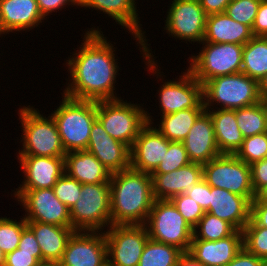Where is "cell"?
Wrapping results in <instances>:
<instances>
[{"label": "cell", "mask_w": 267, "mask_h": 266, "mask_svg": "<svg viewBox=\"0 0 267 266\" xmlns=\"http://www.w3.org/2000/svg\"><path fill=\"white\" fill-rule=\"evenodd\" d=\"M95 27L84 30L81 45L65 62L70 76L62 94L79 100L119 99L115 84L121 68L115 56L116 47L101 28Z\"/></svg>", "instance_id": "obj_1"}, {"label": "cell", "mask_w": 267, "mask_h": 266, "mask_svg": "<svg viewBox=\"0 0 267 266\" xmlns=\"http://www.w3.org/2000/svg\"><path fill=\"white\" fill-rule=\"evenodd\" d=\"M109 186L111 225H144L155 201L151 174L130 167L113 173Z\"/></svg>", "instance_id": "obj_2"}, {"label": "cell", "mask_w": 267, "mask_h": 266, "mask_svg": "<svg viewBox=\"0 0 267 266\" xmlns=\"http://www.w3.org/2000/svg\"><path fill=\"white\" fill-rule=\"evenodd\" d=\"M150 43L148 44V38L143 41V62H145V69L151 75H155L156 79L159 78L162 81L161 86L156 90L158 93V104L160 115H166L178 112L180 110H185L189 108H205L203 102V85L195 79L192 73L186 69L185 72L181 71V74L175 80H165L163 79V72H161L160 65L153 55L152 50L150 49ZM155 56V57H154ZM159 66V68H158ZM162 76V77H161ZM162 78V79H161ZM162 113V114H161Z\"/></svg>", "instance_id": "obj_3"}, {"label": "cell", "mask_w": 267, "mask_h": 266, "mask_svg": "<svg viewBox=\"0 0 267 266\" xmlns=\"http://www.w3.org/2000/svg\"><path fill=\"white\" fill-rule=\"evenodd\" d=\"M21 107V108H20ZM18 116L22 135L19 140L23 147L17 156L64 157L65 149L55 120L49 114H41L35 106H20Z\"/></svg>", "instance_id": "obj_4"}, {"label": "cell", "mask_w": 267, "mask_h": 266, "mask_svg": "<svg viewBox=\"0 0 267 266\" xmlns=\"http://www.w3.org/2000/svg\"><path fill=\"white\" fill-rule=\"evenodd\" d=\"M61 98L50 115L56 122L65 152L86 150L97 119V101L74 99L64 94Z\"/></svg>", "instance_id": "obj_5"}, {"label": "cell", "mask_w": 267, "mask_h": 266, "mask_svg": "<svg viewBox=\"0 0 267 266\" xmlns=\"http://www.w3.org/2000/svg\"><path fill=\"white\" fill-rule=\"evenodd\" d=\"M259 99V82L242 72L218 76L203 84L205 109L235 110L257 104Z\"/></svg>", "instance_id": "obj_6"}, {"label": "cell", "mask_w": 267, "mask_h": 266, "mask_svg": "<svg viewBox=\"0 0 267 266\" xmlns=\"http://www.w3.org/2000/svg\"><path fill=\"white\" fill-rule=\"evenodd\" d=\"M75 231L104 232L111 225L109 183L82 184L80 196L70 209Z\"/></svg>", "instance_id": "obj_7"}, {"label": "cell", "mask_w": 267, "mask_h": 266, "mask_svg": "<svg viewBox=\"0 0 267 266\" xmlns=\"http://www.w3.org/2000/svg\"><path fill=\"white\" fill-rule=\"evenodd\" d=\"M142 106L123 98L97 101V120L108 135L131 148L141 128L147 123V108L144 110Z\"/></svg>", "instance_id": "obj_8"}, {"label": "cell", "mask_w": 267, "mask_h": 266, "mask_svg": "<svg viewBox=\"0 0 267 266\" xmlns=\"http://www.w3.org/2000/svg\"><path fill=\"white\" fill-rule=\"evenodd\" d=\"M201 50L188 57L187 69L202 85L218 76L241 72L244 45L233 43L202 42Z\"/></svg>", "instance_id": "obj_9"}, {"label": "cell", "mask_w": 267, "mask_h": 266, "mask_svg": "<svg viewBox=\"0 0 267 266\" xmlns=\"http://www.w3.org/2000/svg\"><path fill=\"white\" fill-rule=\"evenodd\" d=\"M144 225L150 239L188 252L193 228L170 200L155 199Z\"/></svg>", "instance_id": "obj_10"}, {"label": "cell", "mask_w": 267, "mask_h": 266, "mask_svg": "<svg viewBox=\"0 0 267 266\" xmlns=\"http://www.w3.org/2000/svg\"><path fill=\"white\" fill-rule=\"evenodd\" d=\"M203 179L211 186L222 188L250 202L255 198L252 188L251 167L234 154H220L202 164Z\"/></svg>", "instance_id": "obj_11"}, {"label": "cell", "mask_w": 267, "mask_h": 266, "mask_svg": "<svg viewBox=\"0 0 267 266\" xmlns=\"http://www.w3.org/2000/svg\"><path fill=\"white\" fill-rule=\"evenodd\" d=\"M12 191L11 196L25 211L23 217L26 221L72 227L70 209L56 197L52 188Z\"/></svg>", "instance_id": "obj_12"}, {"label": "cell", "mask_w": 267, "mask_h": 266, "mask_svg": "<svg viewBox=\"0 0 267 266\" xmlns=\"http://www.w3.org/2000/svg\"><path fill=\"white\" fill-rule=\"evenodd\" d=\"M165 17L164 31L174 40L189 42L193 45L203 42L207 14L199 0H171ZM184 40V41H183Z\"/></svg>", "instance_id": "obj_13"}, {"label": "cell", "mask_w": 267, "mask_h": 266, "mask_svg": "<svg viewBox=\"0 0 267 266\" xmlns=\"http://www.w3.org/2000/svg\"><path fill=\"white\" fill-rule=\"evenodd\" d=\"M104 233L111 266L139 265L149 239L145 225H110Z\"/></svg>", "instance_id": "obj_14"}, {"label": "cell", "mask_w": 267, "mask_h": 266, "mask_svg": "<svg viewBox=\"0 0 267 266\" xmlns=\"http://www.w3.org/2000/svg\"><path fill=\"white\" fill-rule=\"evenodd\" d=\"M108 262L104 232L75 231L69 238L60 266H103Z\"/></svg>", "instance_id": "obj_15"}, {"label": "cell", "mask_w": 267, "mask_h": 266, "mask_svg": "<svg viewBox=\"0 0 267 266\" xmlns=\"http://www.w3.org/2000/svg\"><path fill=\"white\" fill-rule=\"evenodd\" d=\"M170 142L153 124L147 122L130 148V167L152 174L163 161Z\"/></svg>", "instance_id": "obj_16"}, {"label": "cell", "mask_w": 267, "mask_h": 266, "mask_svg": "<svg viewBox=\"0 0 267 266\" xmlns=\"http://www.w3.org/2000/svg\"><path fill=\"white\" fill-rule=\"evenodd\" d=\"M92 8L107 14L106 17L115 20V22L126 29L128 34L136 40V45L143 53V41L146 39V31L142 30L140 16L137 10L136 0H79V8ZM125 27V28H124Z\"/></svg>", "instance_id": "obj_17"}, {"label": "cell", "mask_w": 267, "mask_h": 266, "mask_svg": "<svg viewBox=\"0 0 267 266\" xmlns=\"http://www.w3.org/2000/svg\"><path fill=\"white\" fill-rule=\"evenodd\" d=\"M86 151L93 154L111 174L130 168V148L112 138L96 119Z\"/></svg>", "instance_id": "obj_18"}, {"label": "cell", "mask_w": 267, "mask_h": 266, "mask_svg": "<svg viewBox=\"0 0 267 266\" xmlns=\"http://www.w3.org/2000/svg\"><path fill=\"white\" fill-rule=\"evenodd\" d=\"M24 179L15 189L53 188L65 173L64 157L16 156Z\"/></svg>", "instance_id": "obj_19"}, {"label": "cell", "mask_w": 267, "mask_h": 266, "mask_svg": "<svg viewBox=\"0 0 267 266\" xmlns=\"http://www.w3.org/2000/svg\"><path fill=\"white\" fill-rule=\"evenodd\" d=\"M44 20L47 18L41 14L36 0H0V34L4 36L29 32Z\"/></svg>", "instance_id": "obj_20"}, {"label": "cell", "mask_w": 267, "mask_h": 266, "mask_svg": "<svg viewBox=\"0 0 267 266\" xmlns=\"http://www.w3.org/2000/svg\"><path fill=\"white\" fill-rule=\"evenodd\" d=\"M243 231L217 241L192 240L187 254L203 266H226L243 249Z\"/></svg>", "instance_id": "obj_21"}, {"label": "cell", "mask_w": 267, "mask_h": 266, "mask_svg": "<svg viewBox=\"0 0 267 266\" xmlns=\"http://www.w3.org/2000/svg\"><path fill=\"white\" fill-rule=\"evenodd\" d=\"M153 196L159 200H170L176 195L190 192L193 185L203 179V167L191 162L165 174H151Z\"/></svg>", "instance_id": "obj_22"}, {"label": "cell", "mask_w": 267, "mask_h": 266, "mask_svg": "<svg viewBox=\"0 0 267 266\" xmlns=\"http://www.w3.org/2000/svg\"><path fill=\"white\" fill-rule=\"evenodd\" d=\"M182 142L189 160L194 163L204 164L221 154L216 144L212 118L206 110Z\"/></svg>", "instance_id": "obj_23"}, {"label": "cell", "mask_w": 267, "mask_h": 266, "mask_svg": "<svg viewBox=\"0 0 267 266\" xmlns=\"http://www.w3.org/2000/svg\"><path fill=\"white\" fill-rule=\"evenodd\" d=\"M208 213L232 224L242 231L250 221L251 202L245 196H239L222 188L210 186Z\"/></svg>", "instance_id": "obj_24"}, {"label": "cell", "mask_w": 267, "mask_h": 266, "mask_svg": "<svg viewBox=\"0 0 267 266\" xmlns=\"http://www.w3.org/2000/svg\"><path fill=\"white\" fill-rule=\"evenodd\" d=\"M27 227L34 233L42 254V262H60L67 242L75 230L54 224L26 221Z\"/></svg>", "instance_id": "obj_25"}, {"label": "cell", "mask_w": 267, "mask_h": 266, "mask_svg": "<svg viewBox=\"0 0 267 266\" xmlns=\"http://www.w3.org/2000/svg\"><path fill=\"white\" fill-rule=\"evenodd\" d=\"M65 173L81 184L109 183L111 173L90 152L72 151L64 156Z\"/></svg>", "instance_id": "obj_26"}, {"label": "cell", "mask_w": 267, "mask_h": 266, "mask_svg": "<svg viewBox=\"0 0 267 266\" xmlns=\"http://www.w3.org/2000/svg\"><path fill=\"white\" fill-rule=\"evenodd\" d=\"M253 37L249 26L234 21L225 12L207 16L203 42L245 45Z\"/></svg>", "instance_id": "obj_27"}, {"label": "cell", "mask_w": 267, "mask_h": 266, "mask_svg": "<svg viewBox=\"0 0 267 266\" xmlns=\"http://www.w3.org/2000/svg\"><path fill=\"white\" fill-rule=\"evenodd\" d=\"M210 114L217 147L221 154H235L244 137L236 121V109H206Z\"/></svg>", "instance_id": "obj_28"}, {"label": "cell", "mask_w": 267, "mask_h": 266, "mask_svg": "<svg viewBox=\"0 0 267 266\" xmlns=\"http://www.w3.org/2000/svg\"><path fill=\"white\" fill-rule=\"evenodd\" d=\"M205 108H189L175 113L161 115L158 124L154 123L153 116L146 110V120L154 124L155 128L169 141L182 142L188 135L197 118ZM160 123V124H159ZM158 126V127H157Z\"/></svg>", "instance_id": "obj_29"}, {"label": "cell", "mask_w": 267, "mask_h": 266, "mask_svg": "<svg viewBox=\"0 0 267 266\" xmlns=\"http://www.w3.org/2000/svg\"><path fill=\"white\" fill-rule=\"evenodd\" d=\"M241 72L258 82L267 73V37L254 36L243 47Z\"/></svg>", "instance_id": "obj_30"}, {"label": "cell", "mask_w": 267, "mask_h": 266, "mask_svg": "<svg viewBox=\"0 0 267 266\" xmlns=\"http://www.w3.org/2000/svg\"><path fill=\"white\" fill-rule=\"evenodd\" d=\"M184 254L178 247L148 239L138 266H178Z\"/></svg>", "instance_id": "obj_31"}, {"label": "cell", "mask_w": 267, "mask_h": 266, "mask_svg": "<svg viewBox=\"0 0 267 266\" xmlns=\"http://www.w3.org/2000/svg\"><path fill=\"white\" fill-rule=\"evenodd\" d=\"M236 230L229 222L205 212L193 228L192 240L217 241L232 235Z\"/></svg>", "instance_id": "obj_32"}, {"label": "cell", "mask_w": 267, "mask_h": 266, "mask_svg": "<svg viewBox=\"0 0 267 266\" xmlns=\"http://www.w3.org/2000/svg\"><path fill=\"white\" fill-rule=\"evenodd\" d=\"M236 121L244 138L267 132L266 118L259 102L236 109Z\"/></svg>", "instance_id": "obj_33"}, {"label": "cell", "mask_w": 267, "mask_h": 266, "mask_svg": "<svg viewBox=\"0 0 267 266\" xmlns=\"http://www.w3.org/2000/svg\"><path fill=\"white\" fill-rule=\"evenodd\" d=\"M20 219L0 217V249L5 255L18 248L22 231L27 227L25 218Z\"/></svg>", "instance_id": "obj_34"}, {"label": "cell", "mask_w": 267, "mask_h": 266, "mask_svg": "<svg viewBox=\"0 0 267 266\" xmlns=\"http://www.w3.org/2000/svg\"><path fill=\"white\" fill-rule=\"evenodd\" d=\"M243 231V247L261 259H267V228L258 226L251 218Z\"/></svg>", "instance_id": "obj_35"}, {"label": "cell", "mask_w": 267, "mask_h": 266, "mask_svg": "<svg viewBox=\"0 0 267 266\" xmlns=\"http://www.w3.org/2000/svg\"><path fill=\"white\" fill-rule=\"evenodd\" d=\"M248 165L267 157V132L244 138L234 154Z\"/></svg>", "instance_id": "obj_36"}, {"label": "cell", "mask_w": 267, "mask_h": 266, "mask_svg": "<svg viewBox=\"0 0 267 266\" xmlns=\"http://www.w3.org/2000/svg\"><path fill=\"white\" fill-rule=\"evenodd\" d=\"M191 163L183 142L171 141L163 161L152 174H165Z\"/></svg>", "instance_id": "obj_37"}, {"label": "cell", "mask_w": 267, "mask_h": 266, "mask_svg": "<svg viewBox=\"0 0 267 266\" xmlns=\"http://www.w3.org/2000/svg\"><path fill=\"white\" fill-rule=\"evenodd\" d=\"M262 0H232L226 7L225 13L241 24L251 29Z\"/></svg>", "instance_id": "obj_38"}, {"label": "cell", "mask_w": 267, "mask_h": 266, "mask_svg": "<svg viewBox=\"0 0 267 266\" xmlns=\"http://www.w3.org/2000/svg\"><path fill=\"white\" fill-rule=\"evenodd\" d=\"M82 184L64 173L53 186L56 197L69 209L77 202Z\"/></svg>", "instance_id": "obj_39"}, {"label": "cell", "mask_w": 267, "mask_h": 266, "mask_svg": "<svg viewBox=\"0 0 267 266\" xmlns=\"http://www.w3.org/2000/svg\"><path fill=\"white\" fill-rule=\"evenodd\" d=\"M170 201L192 228L198 224L205 213L200 205L185 193L174 196Z\"/></svg>", "instance_id": "obj_40"}, {"label": "cell", "mask_w": 267, "mask_h": 266, "mask_svg": "<svg viewBox=\"0 0 267 266\" xmlns=\"http://www.w3.org/2000/svg\"><path fill=\"white\" fill-rule=\"evenodd\" d=\"M185 194L196 201L205 212L209 210L210 185L204 179L194 184L192 190Z\"/></svg>", "instance_id": "obj_41"}, {"label": "cell", "mask_w": 267, "mask_h": 266, "mask_svg": "<svg viewBox=\"0 0 267 266\" xmlns=\"http://www.w3.org/2000/svg\"><path fill=\"white\" fill-rule=\"evenodd\" d=\"M18 249L20 252L34 253V257L39 262H42L40 245L38 244L34 233L28 227L22 231Z\"/></svg>", "instance_id": "obj_42"}, {"label": "cell", "mask_w": 267, "mask_h": 266, "mask_svg": "<svg viewBox=\"0 0 267 266\" xmlns=\"http://www.w3.org/2000/svg\"><path fill=\"white\" fill-rule=\"evenodd\" d=\"M39 6L41 14L47 18L52 15L53 12H58L59 10L66 9V7L72 6L76 9L79 8V0H36ZM47 16V17H46Z\"/></svg>", "instance_id": "obj_43"}, {"label": "cell", "mask_w": 267, "mask_h": 266, "mask_svg": "<svg viewBox=\"0 0 267 266\" xmlns=\"http://www.w3.org/2000/svg\"><path fill=\"white\" fill-rule=\"evenodd\" d=\"M252 176V188L256 194L267 185V157L250 165Z\"/></svg>", "instance_id": "obj_44"}, {"label": "cell", "mask_w": 267, "mask_h": 266, "mask_svg": "<svg viewBox=\"0 0 267 266\" xmlns=\"http://www.w3.org/2000/svg\"><path fill=\"white\" fill-rule=\"evenodd\" d=\"M40 263L34 253L20 252L16 248L13 252L7 253L4 266H36Z\"/></svg>", "instance_id": "obj_45"}, {"label": "cell", "mask_w": 267, "mask_h": 266, "mask_svg": "<svg viewBox=\"0 0 267 266\" xmlns=\"http://www.w3.org/2000/svg\"><path fill=\"white\" fill-rule=\"evenodd\" d=\"M253 36L267 37V1L262 0L260 2L258 12L256 14L253 27Z\"/></svg>", "instance_id": "obj_46"}, {"label": "cell", "mask_w": 267, "mask_h": 266, "mask_svg": "<svg viewBox=\"0 0 267 266\" xmlns=\"http://www.w3.org/2000/svg\"><path fill=\"white\" fill-rule=\"evenodd\" d=\"M263 259L256 257L243 248L226 266H262Z\"/></svg>", "instance_id": "obj_47"}, {"label": "cell", "mask_w": 267, "mask_h": 266, "mask_svg": "<svg viewBox=\"0 0 267 266\" xmlns=\"http://www.w3.org/2000/svg\"><path fill=\"white\" fill-rule=\"evenodd\" d=\"M250 218L258 226L267 228V203L251 202Z\"/></svg>", "instance_id": "obj_48"}, {"label": "cell", "mask_w": 267, "mask_h": 266, "mask_svg": "<svg viewBox=\"0 0 267 266\" xmlns=\"http://www.w3.org/2000/svg\"><path fill=\"white\" fill-rule=\"evenodd\" d=\"M232 0H199L200 5L207 15L225 12L227 5Z\"/></svg>", "instance_id": "obj_49"}, {"label": "cell", "mask_w": 267, "mask_h": 266, "mask_svg": "<svg viewBox=\"0 0 267 266\" xmlns=\"http://www.w3.org/2000/svg\"><path fill=\"white\" fill-rule=\"evenodd\" d=\"M178 266H203V265L194 260L189 254L184 253L179 258Z\"/></svg>", "instance_id": "obj_50"}, {"label": "cell", "mask_w": 267, "mask_h": 266, "mask_svg": "<svg viewBox=\"0 0 267 266\" xmlns=\"http://www.w3.org/2000/svg\"><path fill=\"white\" fill-rule=\"evenodd\" d=\"M251 202H265L267 203V185L262 187Z\"/></svg>", "instance_id": "obj_51"}, {"label": "cell", "mask_w": 267, "mask_h": 266, "mask_svg": "<svg viewBox=\"0 0 267 266\" xmlns=\"http://www.w3.org/2000/svg\"><path fill=\"white\" fill-rule=\"evenodd\" d=\"M259 92H260V95H267V73L259 81Z\"/></svg>", "instance_id": "obj_52"}, {"label": "cell", "mask_w": 267, "mask_h": 266, "mask_svg": "<svg viewBox=\"0 0 267 266\" xmlns=\"http://www.w3.org/2000/svg\"><path fill=\"white\" fill-rule=\"evenodd\" d=\"M259 104L261 108L263 109L264 116L267 122V95H260Z\"/></svg>", "instance_id": "obj_53"}, {"label": "cell", "mask_w": 267, "mask_h": 266, "mask_svg": "<svg viewBox=\"0 0 267 266\" xmlns=\"http://www.w3.org/2000/svg\"><path fill=\"white\" fill-rule=\"evenodd\" d=\"M36 266H60V264L58 262L43 261V262L38 263Z\"/></svg>", "instance_id": "obj_54"}, {"label": "cell", "mask_w": 267, "mask_h": 266, "mask_svg": "<svg viewBox=\"0 0 267 266\" xmlns=\"http://www.w3.org/2000/svg\"><path fill=\"white\" fill-rule=\"evenodd\" d=\"M5 258H6V255L0 249V266L5 265Z\"/></svg>", "instance_id": "obj_55"}, {"label": "cell", "mask_w": 267, "mask_h": 266, "mask_svg": "<svg viewBox=\"0 0 267 266\" xmlns=\"http://www.w3.org/2000/svg\"><path fill=\"white\" fill-rule=\"evenodd\" d=\"M262 266H267V259H264L262 262Z\"/></svg>", "instance_id": "obj_56"}, {"label": "cell", "mask_w": 267, "mask_h": 266, "mask_svg": "<svg viewBox=\"0 0 267 266\" xmlns=\"http://www.w3.org/2000/svg\"><path fill=\"white\" fill-rule=\"evenodd\" d=\"M103 266H111L108 262L105 264V265H103Z\"/></svg>", "instance_id": "obj_57"}]
</instances>
